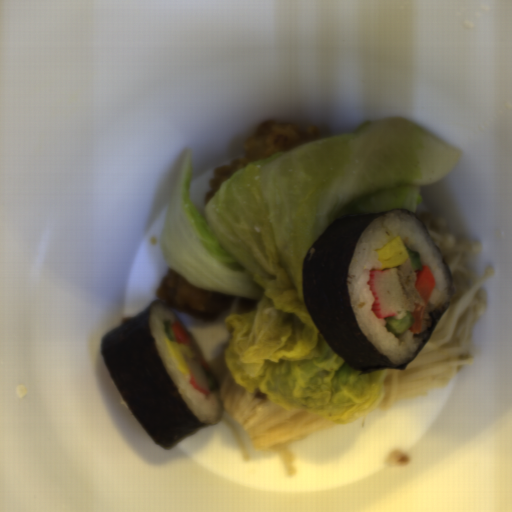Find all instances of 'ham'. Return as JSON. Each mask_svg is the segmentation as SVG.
I'll return each mask as SVG.
<instances>
[{
  "mask_svg": "<svg viewBox=\"0 0 512 512\" xmlns=\"http://www.w3.org/2000/svg\"><path fill=\"white\" fill-rule=\"evenodd\" d=\"M399 283L402 288V308L406 312H412L417 306L426 307L425 302L416 288L417 274L412 267L409 258L399 266H396Z\"/></svg>",
  "mask_w": 512,
  "mask_h": 512,
  "instance_id": "ham-1",
  "label": "ham"
}]
</instances>
